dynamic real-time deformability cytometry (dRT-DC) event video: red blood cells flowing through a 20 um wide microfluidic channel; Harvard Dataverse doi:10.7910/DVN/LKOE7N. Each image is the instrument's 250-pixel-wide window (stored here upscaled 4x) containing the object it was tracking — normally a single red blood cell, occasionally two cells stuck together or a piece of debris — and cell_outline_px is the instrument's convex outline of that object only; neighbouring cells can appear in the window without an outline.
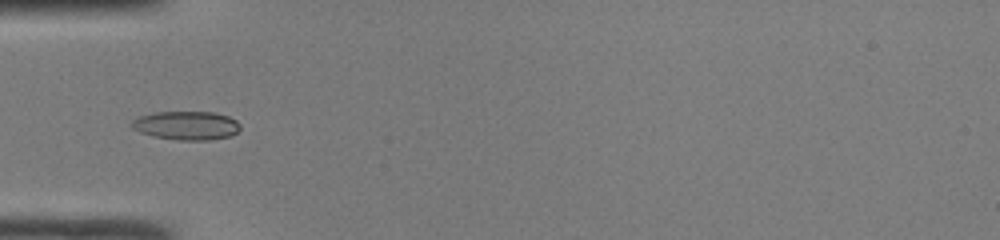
{"species": "common noctule bat (a hibernating species)", "species_latin": "Nyctalus noctula", "temperature_condition": "room temperature", "stored_images_in_passage": 40, "camera_frame_rate_fps": 3000, "um_per_image_px": 0.085, "animal": {"sex": "male", "body_mass_g": 19.0, "forearm_length_mm": 50.8}, "frame": {"image": 1, "passage_image": 8, "time_ms": 2.333, "image_size_px": [1000, 240], "cell_outline_px": [[240, 128], [236, 132], [228, 136], [212, 140], [176, 140], [152, 136], [140, 132], [132, 128], [132, 120], [140, 116], [156, 112], [212, 112], [228, 116], [236, 120], [240, 124]], "centroid_in_image_um": [15.84, 10.67], "position_along_channel_um": 69.2, "area_um2": 18.09}}
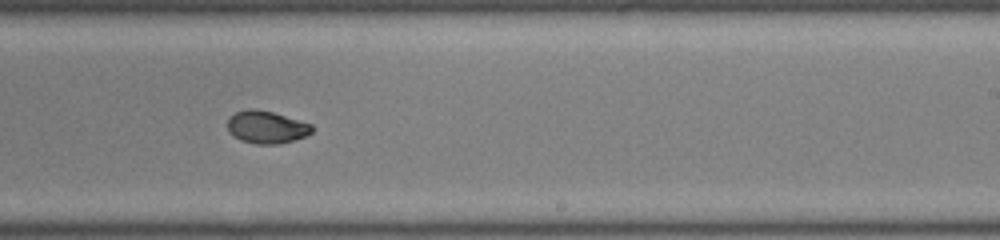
{"frame": {"image": 2, "passage_image": 22, "time_ms": 7.0, "image_size_px": [1000, 240], "cell_outline_px": [[312, 132], [308, 136], [280, 144], [256, 144], [240, 140], [228, 132], [228, 116], [236, 112], [248, 108], [256, 108], [272, 112], [312, 124]], "centroid_in_image_um": [22.64, 10.81], "position_along_channel_um": 266.4, "area_um2": 16.18}}
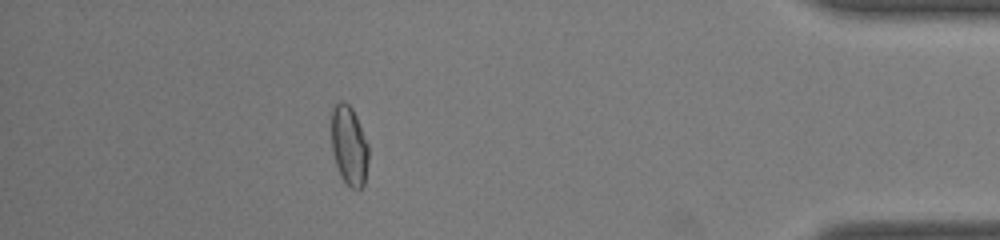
{"frame": {"image": 3, "passage_image": 35, "time_ms": 11.333, "image_size_px": [1000, 240], "cell_outline_px": [[368, 160], [364, 184], [360, 188], [352, 188], [340, 176], [336, 164], [332, 148], [332, 108], [340, 100], [344, 100], [352, 108], [356, 116], [368, 144]], "centroid_in_image_um": [29.67, 12.35], "position_along_channel_um": 405.5, "area_um2": 16.99}, "authors_computed_cell_mechanics": {"area_um2": 16.4152, "velocity_mm_per_s": 4.241, "shape_relaxation_time_tau1_ms": 4.1984, "shape_relaxation_time_tau2_ms": 1.1149, "deformation_change_tau1": 0.1866, "deformation_change_tau2": 0.0403}}